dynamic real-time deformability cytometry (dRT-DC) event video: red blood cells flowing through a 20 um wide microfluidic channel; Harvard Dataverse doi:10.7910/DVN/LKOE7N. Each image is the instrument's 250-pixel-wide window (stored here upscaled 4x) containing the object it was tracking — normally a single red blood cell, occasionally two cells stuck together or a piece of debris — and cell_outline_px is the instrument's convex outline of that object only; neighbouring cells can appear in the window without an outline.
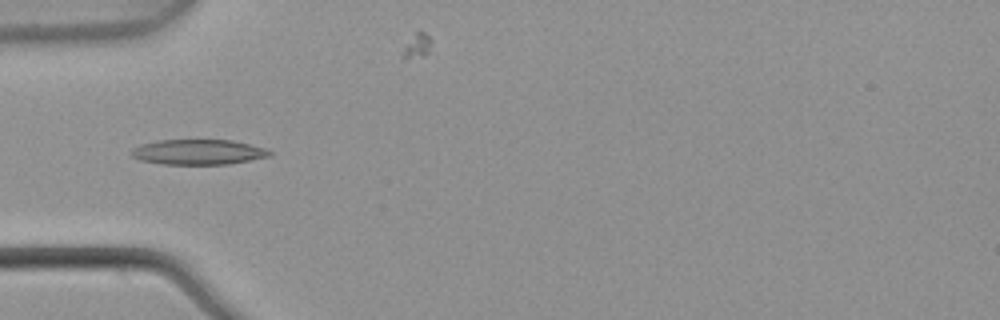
{"species": "common noctule bat (a hibernating species)", "species_latin": "Nyctalus noctula", "temperature_condition": "warm", "stored_images_in_passage": 6, "camera_frame_rate_fps": 3000, "um_per_image_px": 0.085, "animal": {"sex": "male", "body_mass_g": 21.5, "forearm_length_mm": 52.0}, "frame": {"image": 1, "passage_image": 4, "time_ms": 1.0, "image_size_px": [1000, 320], "cell_outline_px": [[272, 156], [228, 164], [160, 164], [140, 160], [132, 156], [132, 148], [140, 144], [156, 140], [232, 140], [268, 148], [272, 152]], "centroid_in_image_um": [16.87, 12.92], "position_along_channel_um": 68.1, "area_um2": 20.46}}
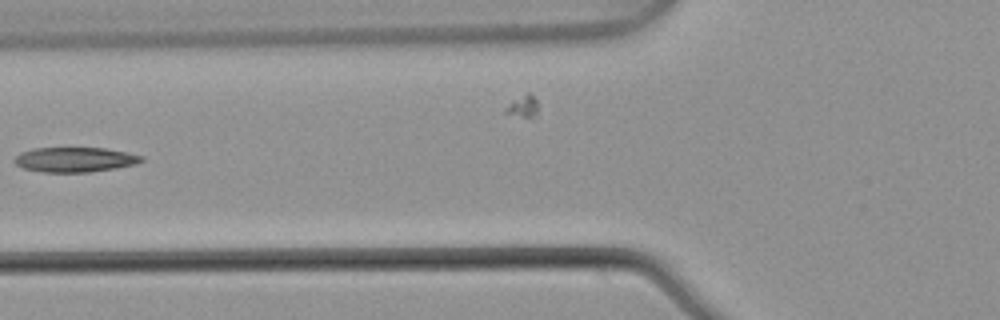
{"frame": {"image": 2, "passage_image": 5, "time_ms": 1.333, "image_size_px": [1000, 320], "cell_outline_px": [[144, 160], [136, 164], [116, 168], [92, 172], [40, 172], [24, 168], [16, 164], [16, 156], [20, 152], [32, 148], [104, 148], [144, 156]], "centroid_in_image_um": [6.38, 13.57], "position_along_channel_um": 119.4, "area_um2": 18.32}}